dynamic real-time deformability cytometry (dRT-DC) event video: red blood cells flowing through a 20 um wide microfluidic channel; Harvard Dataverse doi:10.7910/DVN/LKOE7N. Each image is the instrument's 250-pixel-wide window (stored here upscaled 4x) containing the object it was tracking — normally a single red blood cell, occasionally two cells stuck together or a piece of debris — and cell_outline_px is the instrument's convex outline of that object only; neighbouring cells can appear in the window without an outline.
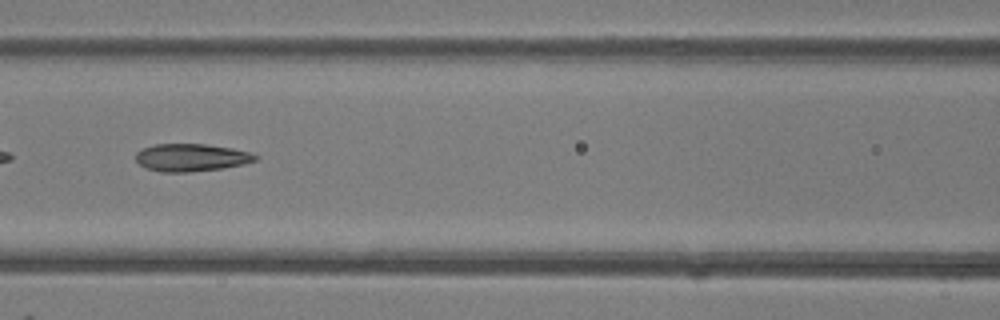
{"species": "common noctule bat (a hibernating species)", "species_latin": "Nyctalus noctula", "temperature_condition": "room temperature", "stored_images_in_passage": 21, "camera_frame_rate_fps": 3000, "um_per_image_px": 0.085, "animal": {"sex": "female"}, "frame": {"image": 1, "passage_image": 6, "time_ms": 1.667, "image_size_px": [1000, 320], "cell_outline_px": [[260, 156], [256, 160], [244, 164], [224, 168], [188, 172], [160, 172], [148, 168], [140, 164], [136, 160], [136, 152], [144, 148], [156, 144], [204, 144], [232, 148], [252, 152]], "centroid_in_image_um": [16.31, 13.39], "position_along_channel_um": 150.3, "area_um2": 19.25}}
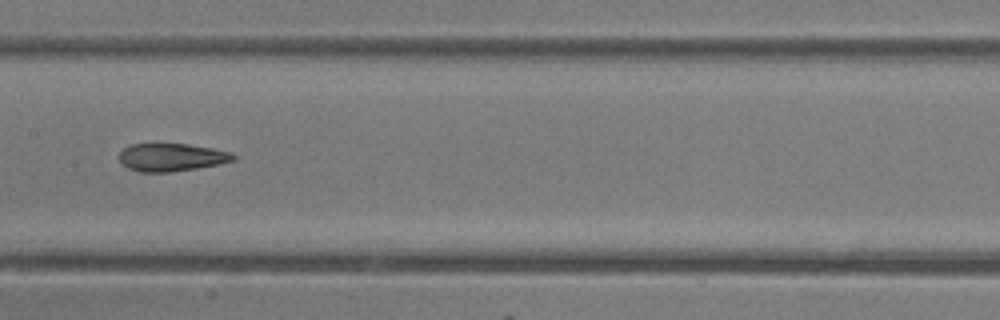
{"frame": {"image": 2, "passage_image": 9, "time_ms": 2.667, "image_size_px": [1000, 320], "cell_outline_px": [[236, 160], [220, 164], [172, 172], [140, 172], [128, 168], [120, 160], [120, 152], [124, 148], [132, 144], [188, 144], [212, 148], [232, 152], [236, 156]], "centroid_in_image_um": [14.62, 13.37], "position_along_channel_um": 192.8, "area_um2": 18.5}}